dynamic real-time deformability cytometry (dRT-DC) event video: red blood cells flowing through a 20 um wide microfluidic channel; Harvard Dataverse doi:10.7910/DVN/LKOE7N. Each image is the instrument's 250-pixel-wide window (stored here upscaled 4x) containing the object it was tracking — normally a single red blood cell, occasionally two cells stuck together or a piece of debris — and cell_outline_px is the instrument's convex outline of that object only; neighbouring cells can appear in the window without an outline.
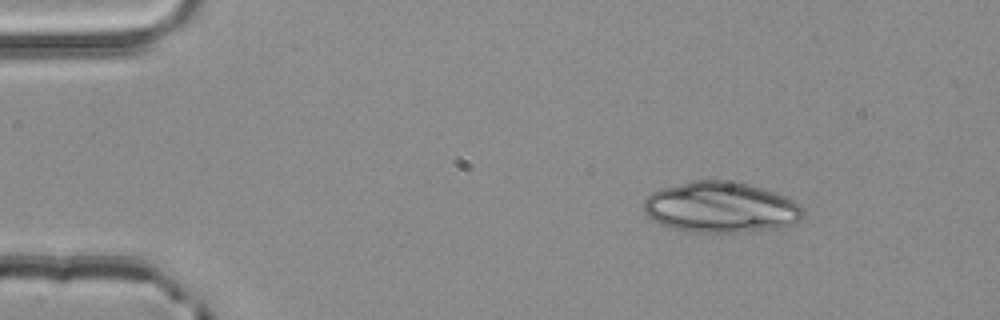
{"species": "common noctule bat (a hibernating species)", "species_latin": "Nyctalus noctula", "temperature_condition": "room temperature", "stored_images_in_passage": 4, "camera_frame_rate_fps": 3000, "um_per_image_px": 0.085, "animal": {"sex": "male", "body_mass_g": 20.4}, "frame": {"image": 1, "passage_image": 1, "time_ms": 0.0, "image_size_px": [1000, 320], "cell_outline_px": [[804, 216], [792, 224], [780, 228], [748, 232], [696, 232], [672, 228], [660, 224], [652, 220], [644, 212], [644, 200], [652, 192], [660, 188], [692, 180], [728, 180], [760, 188], [784, 196], [800, 204], [804, 208]], "centroid_in_image_um": [61.25, 17.63], "position_along_channel_um": 23.7, "area_um2": 47.22}}